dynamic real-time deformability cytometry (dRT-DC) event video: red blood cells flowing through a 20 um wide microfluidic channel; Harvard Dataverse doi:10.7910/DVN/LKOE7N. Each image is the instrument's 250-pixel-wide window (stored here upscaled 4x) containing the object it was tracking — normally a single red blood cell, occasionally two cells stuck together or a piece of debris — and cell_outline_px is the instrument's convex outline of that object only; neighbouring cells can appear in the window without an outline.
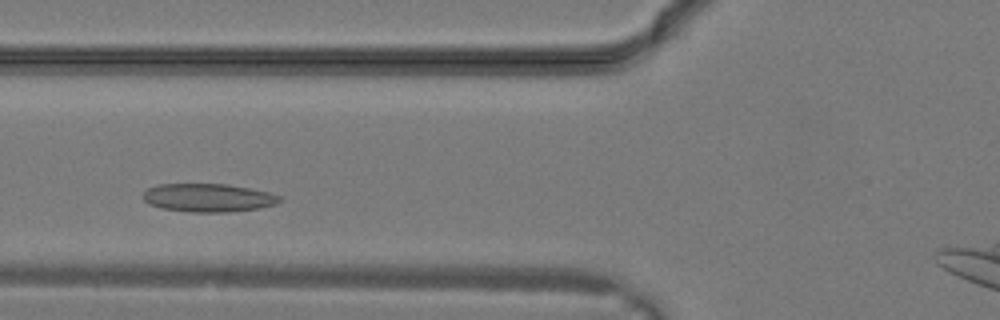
{"species": "common noctule bat (a hibernating species)", "species_latin": "Nyctalus noctula", "temperature_condition": "warm", "stored_images_in_passage": 13, "camera_frame_rate_fps": 3000, "um_per_image_px": 0.085, "animal": {"sex": "male", "body_mass_g": 19.2, "forearm_length_mm": 51.8}, "frame": {"image": 1, "passage_image": 6, "time_ms": 1.667, "image_size_px": [1000, 320], "cell_outline_px": [[284, 200], [276, 204], [260, 208], [228, 212], [188, 212], [160, 208], [148, 204], [144, 200], [144, 192], [148, 188], [156, 184], [228, 184], [268, 192], [280, 196]], "centroid_in_image_um": [17.7, 16.81], "position_along_channel_um": 108.1, "area_um2": 22.66}}
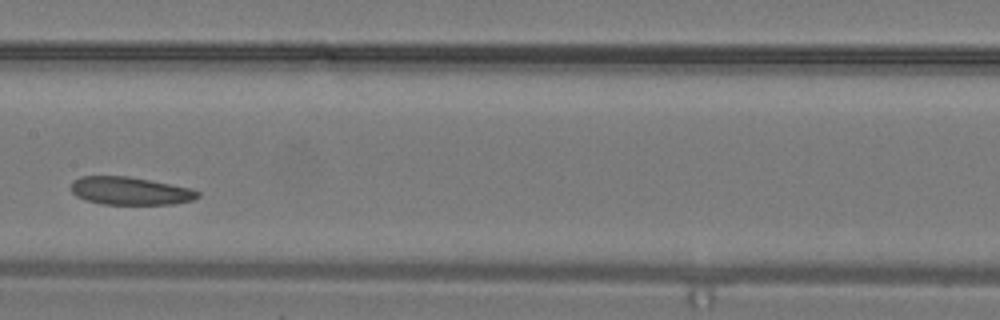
{"frame": {"image": 2, "passage_image": 10, "time_ms": 3.0, "image_size_px": [1000, 320], "cell_outline_px": [[200, 196], [192, 200], [172, 204], [104, 204], [84, 200], [76, 196], [72, 192], [72, 180], [80, 176], [128, 176], [192, 188], [200, 192]], "centroid_in_image_um": [11.06, 16.22], "position_along_channel_um": 196.3, "area_um2": 20.63}}
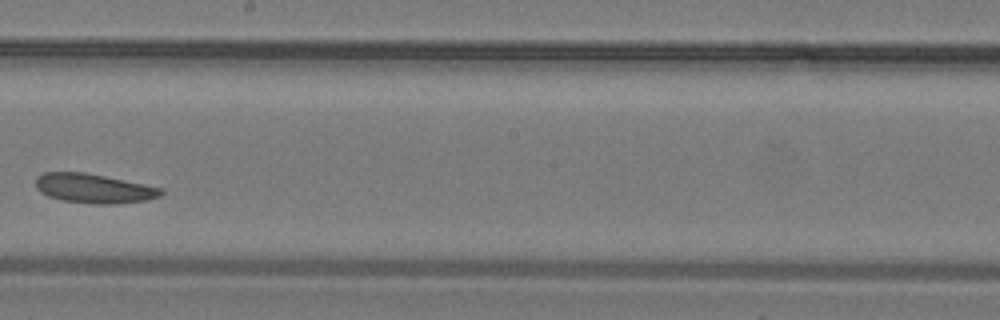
{"frame": {"image": 3, "passage_image": 12, "time_ms": 3.667, "image_size_px": [1000, 320], "cell_outline_px": [[164, 192], [160, 196], [148, 200], [116, 204], [92, 204], [60, 200], [48, 196], [40, 192], [36, 188], [36, 176], [44, 172], [84, 172], [164, 188]], "centroid_in_image_um": [7.97, 16.02], "position_along_channel_um": 240.2, "area_um2": 21.62}}